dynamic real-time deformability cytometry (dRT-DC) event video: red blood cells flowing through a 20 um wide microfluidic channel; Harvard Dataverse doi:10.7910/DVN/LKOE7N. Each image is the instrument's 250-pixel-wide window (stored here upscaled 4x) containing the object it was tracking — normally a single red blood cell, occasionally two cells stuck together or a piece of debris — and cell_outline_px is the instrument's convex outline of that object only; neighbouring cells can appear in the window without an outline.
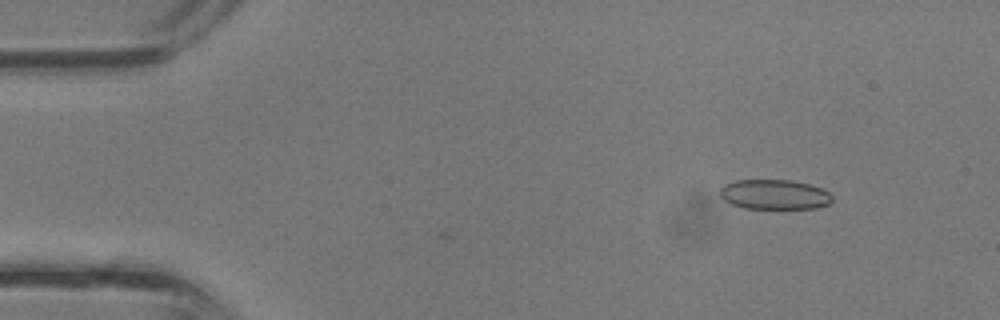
{"species": "common noctule bat (a hibernating species)", "species_latin": "Nyctalus noctula", "temperature_condition": "room temperature", "stored_images_in_passage": 29, "camera_frame_rate_fps": 3000, "um_per_image_px": 0.085, "animal": {"sex": "male", "body_mass_g": 13.3}, "frame": {"image": 1, "passage_image": 4, "time_ms": 1.0, "image_size_px": [1000, 320], "cell_outline_px": [[832, 200], [828, 204], [816, 208], [744, 208], [732, 204], [724, 200], [720, 196], [720, 188], [724, 184], [736, 180], [792, 180], [808, 184], [820, 188], [828, 192], [832, 196]], "centroid_in_image_um": [65.8, 16.53], "position_along_channel_um": 19.2, "area_um2": 19.42}}
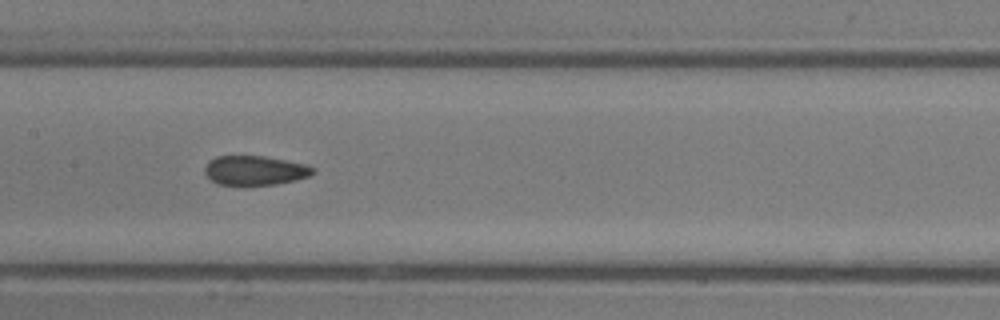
{"frame": {"image": 2, "passage_image": 18, "time_ms": 5.667, "image_size_px": [1000, 320], "cell_outline_px": [[316, 172], [308, 176], [296, 180], [276, 184], [216, 184], [204, 172], [204, 168], [208, 160], [216, 156], [264, 156], [304, 164], [312, 168]], "centroid_in_image_um": [21.63, 14.47], "position_along_channel_um": 185.8, "area_um2": 18.26}}
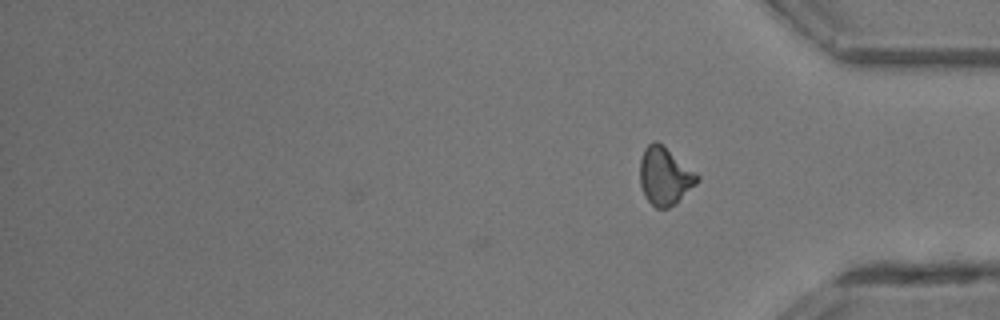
{"frame": {"image": 3, "passage_image": 29, "time_ms": 9.333, "image_size_px": [1000, 320], "cell_outline_px": [[700, 180], [676, 204], [668, 208], [656, 208], [648, 200], [640, 184], [640, 160], [644, 148], [648, 144], [656, 140], [696, 172], [700, 176]], "centroid_in_image_um": [56.52, 14.98], "position_along_channel_um": 378.7, "area_um2": 19.13}}